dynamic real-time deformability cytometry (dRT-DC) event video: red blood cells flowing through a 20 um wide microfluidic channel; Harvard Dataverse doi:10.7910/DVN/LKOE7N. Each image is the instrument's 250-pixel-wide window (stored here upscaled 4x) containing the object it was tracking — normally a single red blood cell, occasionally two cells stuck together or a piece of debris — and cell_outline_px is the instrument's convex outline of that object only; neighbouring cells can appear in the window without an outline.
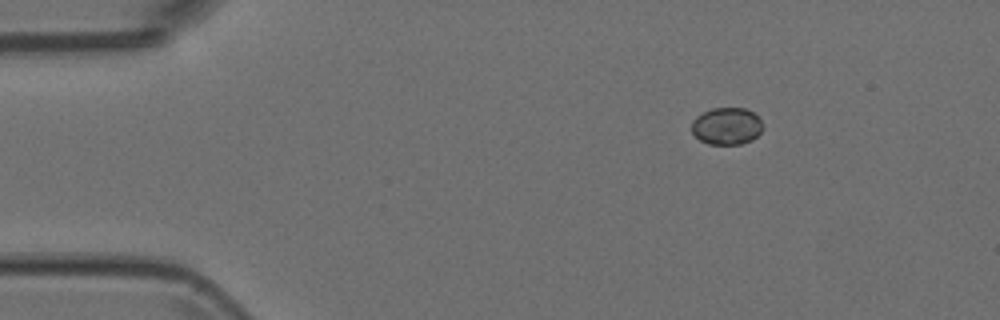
{"species": "Egyptian fruit bat (a non-hibernating species)", "species_latin": "Rousettus aegyptiacus", "temperature_condition": "room temperature", "stored_images_in_passage": 4, "camera_frame_rate_fps": 3000, "um_per_image_px": 0.085, "animal": {"sex": "female"}, "frame": {"image": 1, "passage_image": 1, "time_ms": 0.0, "image_size_px": [1000, 320], "cell_outline_px": [[764, 128], [752, 140], [740, 144], [708, 144], [700, 140], [692, 132], [692, 120], [696, 116], [712, 108], [744, 108], [752, 112], [764, 124]], "centroid_in_image_um": [61.77, 10.72], "position_along_channel_um": 23.2, "area_um2": 15.37}}
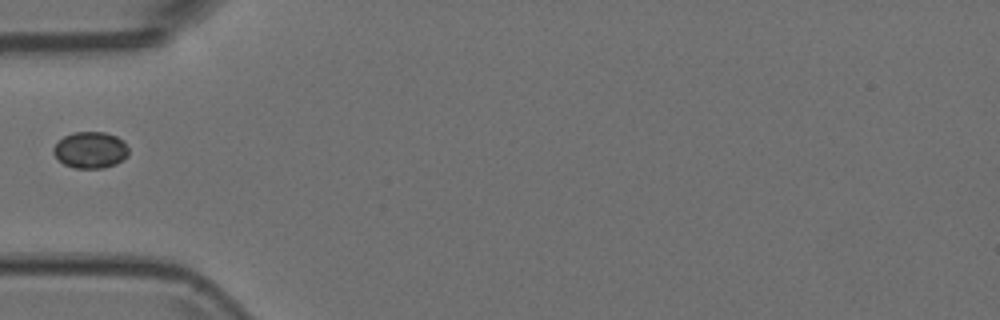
{"frame": {"image": 2, "passage_image": 3, "time_ms": 0.667, "image_size_px": [1000, 320], "cell_outline_px": [[128, 156], [116, 164], [104, 168], [72, 168], [64, 164], [52, 152], [52, 148], [64, 136], [72, 132], [104, 132], [116, 136], [124, 140], [128, 148]], "centroid_in_image_um": [7.7, 12.75], "position_along_channel_um": 77.3, "area_um2": 16.07}}
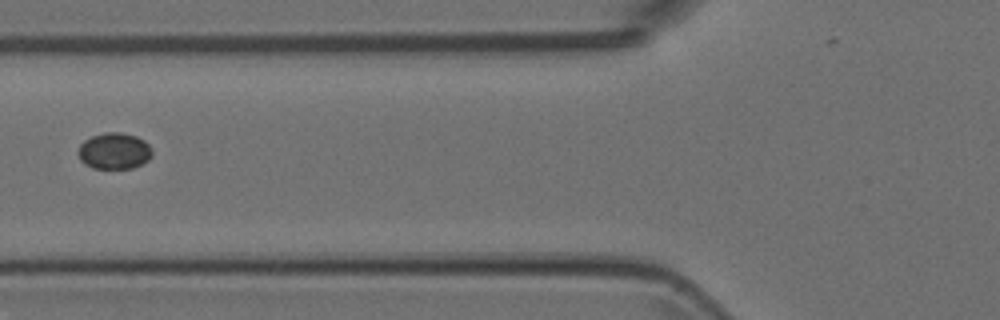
{"frame": {"image": 3, "passage_image": 4, "time_ms": 1.0, "image_size_px": [1000, 320], "cell_outline_px": [[152, 156], [148, 160], [132, 168], [92, 168], [84, 164], [80, 160], [76, 152], [80, 144], [84, 140], [92, 136], [104, 132], [120, 132], [136, 136], [144, 140], [152, 148]], "centroid_in_image_um": [9.68, 12.83], "position_along_channel_um": 116.1, "area_um2": 15.84}}